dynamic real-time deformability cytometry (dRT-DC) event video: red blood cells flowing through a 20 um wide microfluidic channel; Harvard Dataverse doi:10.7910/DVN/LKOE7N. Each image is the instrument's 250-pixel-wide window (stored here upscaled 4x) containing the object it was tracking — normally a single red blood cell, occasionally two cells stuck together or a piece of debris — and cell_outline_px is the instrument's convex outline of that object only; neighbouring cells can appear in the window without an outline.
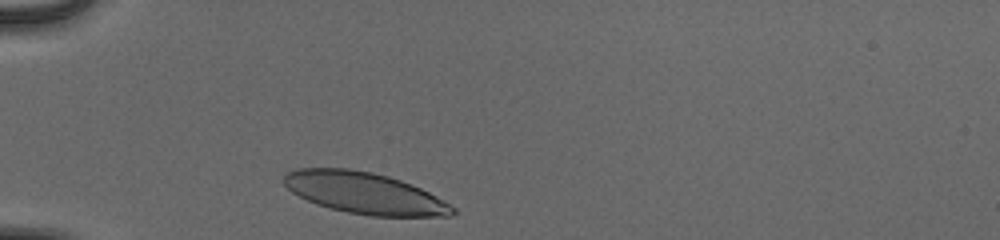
{"species": "human", "species_latin": "Homo sapiens", "temperature_condition": "cold", "stored_images_in_passage": 30, "camera_frame_rate_fps": 3000, "um_per_image_px": 0.085, "donor": {"sex": "male"}, "frame": {"image": 1, "passage_image": 2, "time_ms": 0.333, "image_size_px": [1000, 240], "cell_outline_px": [[456, 212], [448, 216], [372, 216], [348, 212], [316, 204], [292, 192], [284, 184], [284, 176], [288, 172], [296, 168], [348, 168], [372, 172], [388, 176], [412, 184], [444, 200], [456, 208]], "centroid_in_image_um": [31.0, 16.4], "position_along_channel_um": 54.0, "area_um2": 40.52}}
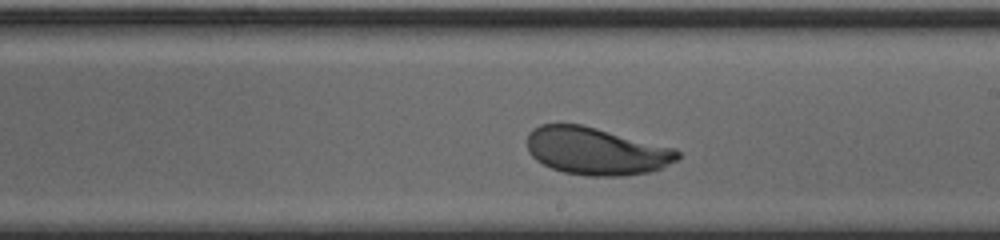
{"frame": {"image": 2, "passage_image": 18, "time_ms": 5.667, "image_size_px": [1000, 240], "cell_outline_px": [[680, 156], [676, 160], [660, 168], [648, 172], [624, 176], [584, 176], [564, 172], [552, 168], [536, 160], [528, 152], [528, 132], [532, 128], [540, 124], [580, 124], [676, 148], [680, 152]], "centroid_in_image_um": [50.66, 12.84], "position_along_channel_um": 238.3, "area_um2": 41.62}}
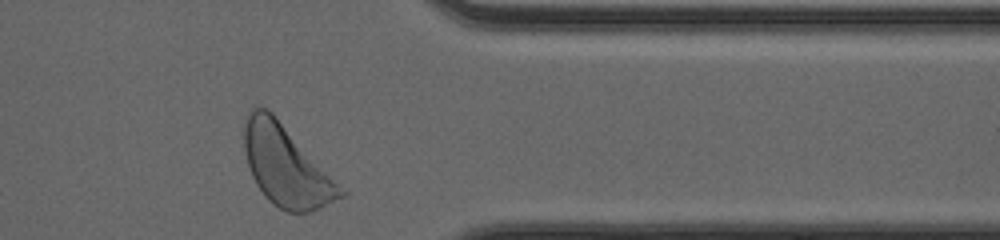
{"frame": {"image": 3, "passage_image": 30, "time_ms": 9.667, "image_size_px": [1000, 240], "cell_outline_px": [[348, 196], [320, 208], [308, 212], [288, 212], [272, 204], [268, 200], [256, 184], [252, 176], [248, 164], [244, 148], [244, 128], [248, 116], [252, 108], [268, 108], [272, 112], [348, 192]], "centroid_in_image_um": [24.36, 14.14], "position_along_channel_um": 387.0, "area_um2": 44.97}, "authors_computed_cell_mechanics": {"area_um2": 41.327, "velocity_mm_per_s": 3.8809, "shape_relaxation_time_tau1_ms": 3.3761, "shape_relaxation_time_tau2_ms": null, "deformation_change_tau1": 0.1588, "deformation_change_tau2": null}}